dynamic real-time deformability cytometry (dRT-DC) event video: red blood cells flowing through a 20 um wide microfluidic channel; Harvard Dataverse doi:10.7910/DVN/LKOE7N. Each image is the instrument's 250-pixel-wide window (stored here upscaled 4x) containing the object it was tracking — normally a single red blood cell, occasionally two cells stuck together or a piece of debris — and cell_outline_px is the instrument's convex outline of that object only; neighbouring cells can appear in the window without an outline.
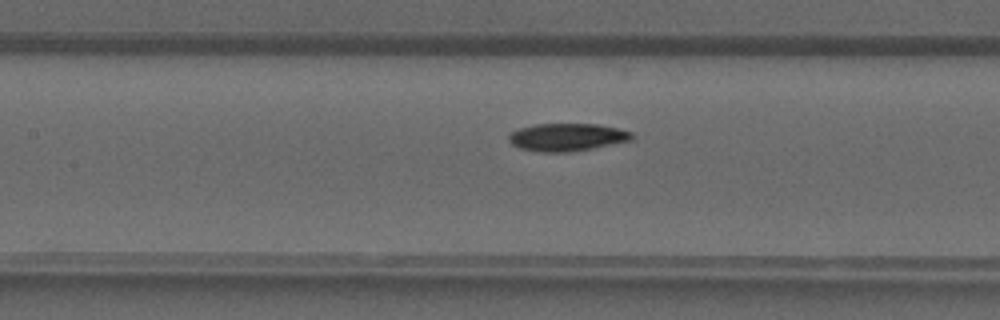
{"species": "common noctule bat (a hibernating species)", "species_latin": "Nyctalus noctula", "temperature_condition": "warm", "stored_images_in_passage": 28, "camera_frame_rate_fps": 3000, "um_per_image_px": 0.085, "animal": {"sex": "male", "forearm_length_mm": 52.5}, "frame": {"image": 1, "passage_image": 13, "time_ms": 4.0, "image_size_px": [1000, 320], "cell_outline_px": [[636, 136], [632, 140], [592, 148], [568, 152], [540, 152], [520, 148], [512, 144], [508, 140], [508, 136], [512, 132], [520, 128], [536, 124], [596, 124], [616, 128], [632, 132]], "centroid_in_image_um": [48.21, 11.66], "position_along_channel_um": 159.2, "area_um2": 19.77}}
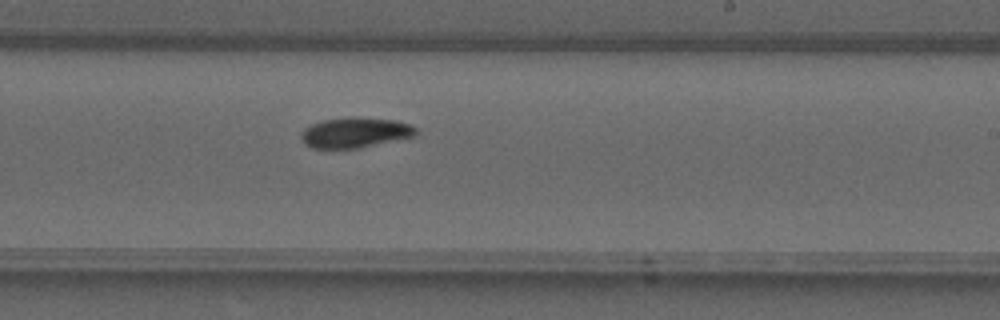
{"frame": {"image": 2, "passage_image": 19, "time_ms": 6.0, "image_size_px": [1000, 320], "cell_outline_px": [[420, 132], [416, 136], [360, 148], [312, 148], [304, 144], [300, 136], [304, 128], [320, 120], [396, 120], [412, 124], [420, 128]], "centroid_in_image_um": [30.25, 11.32], "position_along_channel_um": 258.8, "area_um2": 19.71}}
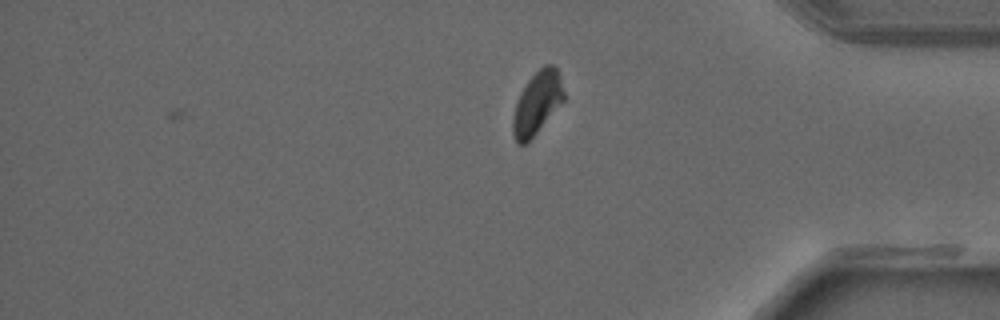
{"frame": {"image": 3, "passage_image": 28, "time_ms": 9.0, "image_size_px": [1000, 320], "cell_outline_px": [[564, 100], [536, 132], [524, 144], [516, 144], [512, 132], [512, 120], [516, 104], [520, 92], [528, 80], [544, 64], [552, 64], [556, 68], [564, 92]], "centroid_in_image_um": [45.63, 8.75], "position_along_channel_um": 389.6, "area_um2": 18.15}}